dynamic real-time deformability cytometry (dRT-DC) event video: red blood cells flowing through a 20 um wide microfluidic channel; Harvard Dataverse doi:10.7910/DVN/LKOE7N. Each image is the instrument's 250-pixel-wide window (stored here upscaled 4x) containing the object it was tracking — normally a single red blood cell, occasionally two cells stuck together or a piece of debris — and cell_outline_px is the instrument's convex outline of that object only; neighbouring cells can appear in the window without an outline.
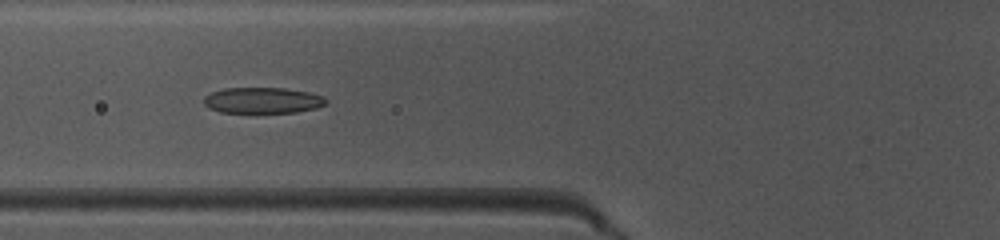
{"species": "common noctule bat (a hibernating species)", "species_latin": "Nyctalus noctula", "temperature_condition": "warm", "stored_images_in_passage": 46, "camera_frame_rate_fps": 3000, "um_per_image_px": 0.085, "animal": {"sex": "female", "body_mass_g": 10.0, "forearm_length_mm": 53.1}, "frame": {"image": 1, "passage_image": 15, "time_ms": 4.667, "image_size_px": [1000, 240], "cell_outline_px": [[328, 100], [324, 104], [316, 108], [296, 112], [220, 112], [208, 108], [204, 104], [204, 96], [212, 92], [224, 88], [284, 88], [308, 92], [324, 96]], "centroid_in_image_um": [22.31, 8.52], "position_along_channel_um": 103.5, "area_um2": 18.38}}
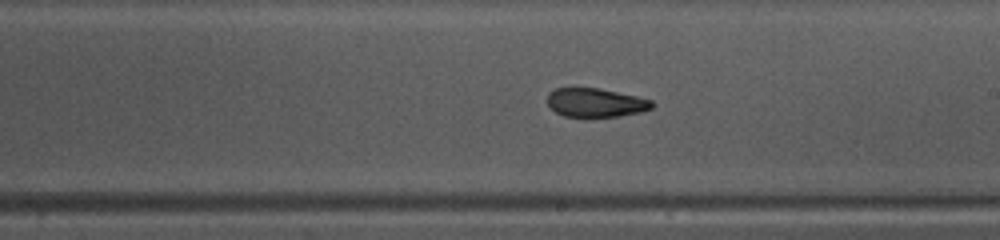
{"frame": {"image": 2, "passage_image": 25, "time_ms": 8.0, "image_size_px": [1000, 240], "cell_outline_px": [[652, 108], [640, 112], [620, 116], [588, 120], [564, 116], [556, 112], [548, 104], [548, 92], [556, 88], [600, 88], [636, 96], [652, 100]], "centroid_in_image_um": [50.6, 8.77], "position_along_channel_um": 238.4, "area_um2": 18.15}}
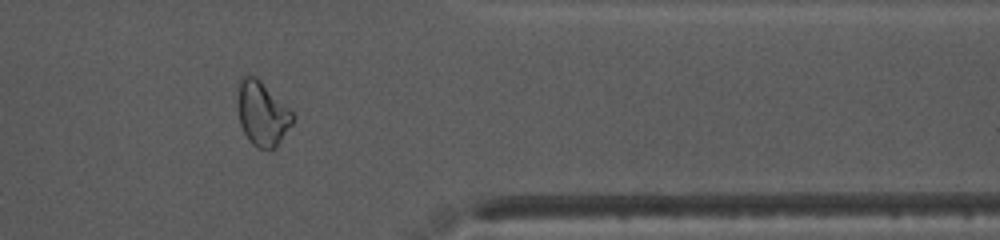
{"frame": {"image": 3, "passage_image": 37, "time_ms": 12.0, "image_size_px": [1000, 240], "cell_outline_px": [[292, 124], [276, 148], [272, 152], [260, 148], [252, 144], [248, 140], [240, 124], [236, 104], [240, 80], [244, 76], [256, 76], [292, 112]], "centroid_in_image_um": [22.26, 9.7], "position_along_channel_um": 389.1, "area_um2": 20.58}}